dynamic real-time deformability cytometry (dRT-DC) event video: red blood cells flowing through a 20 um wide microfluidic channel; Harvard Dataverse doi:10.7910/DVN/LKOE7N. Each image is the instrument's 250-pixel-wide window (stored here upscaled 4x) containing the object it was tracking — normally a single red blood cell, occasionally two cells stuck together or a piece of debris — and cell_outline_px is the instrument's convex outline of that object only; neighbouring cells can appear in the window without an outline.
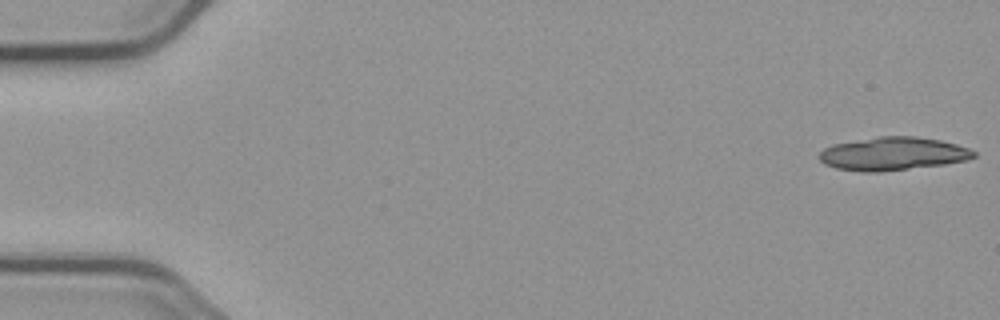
{"species": "common noctule bat (a hibernating species)", "species_latin": "Nyctalus noctula", "temperature_condition": "cold", "stored_images_in_passage": 6, "camera_frame_rate_fps": 3000, "um_per_image_px": 0.085, "animal": {"sex": "male", "body_mass_g": 23.1, "forearm_length_mm": 52.7}, "frame": {"image": 1, "passage_image": 1, "time_ms": 0.0, "image_size_px": [1000, 320], "cell_outline_px": [[976, 156], [968, 160], [944, 164], [880, 172], [860, 172], [836, 168], [824, 164], [816, 156], [824, 148], [832, 144], [880, 136], [916, 136], [940, 140], [956, 144], [968, 148], [976, 152]], "centroid_in_image_um": [75.87, 13.07], "position_along_channel_um": 9.1, "area_um2": 30.06}}
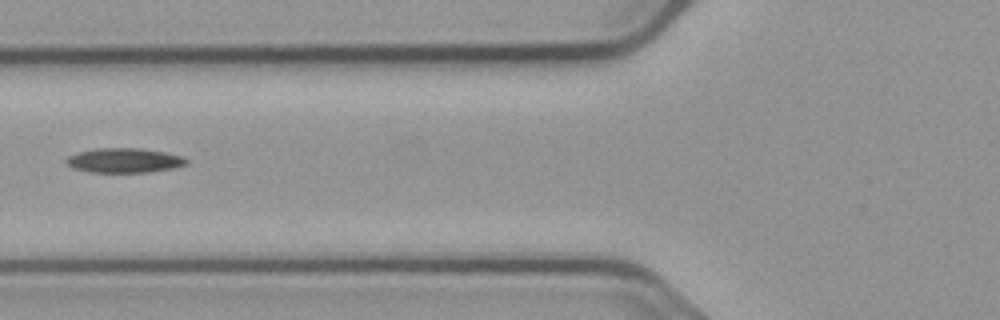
{"frame": {"image": 2, "passage_image": 6, "time_ms": 7.0, "image_size_px": [1000, 320], "cell_outline_px": [[188, 164], [172, 168], [148, 172], [88, 172], [72, 168], [64, 160], [68, 156], [80, 152], [96, 148], [140, 148], [164, 152], [184, 156], [188, 160]], "centroid_in_image_um": [10.57, 13.63], "position_along_channel_um": 115.2, "area_um2": 17.22}}